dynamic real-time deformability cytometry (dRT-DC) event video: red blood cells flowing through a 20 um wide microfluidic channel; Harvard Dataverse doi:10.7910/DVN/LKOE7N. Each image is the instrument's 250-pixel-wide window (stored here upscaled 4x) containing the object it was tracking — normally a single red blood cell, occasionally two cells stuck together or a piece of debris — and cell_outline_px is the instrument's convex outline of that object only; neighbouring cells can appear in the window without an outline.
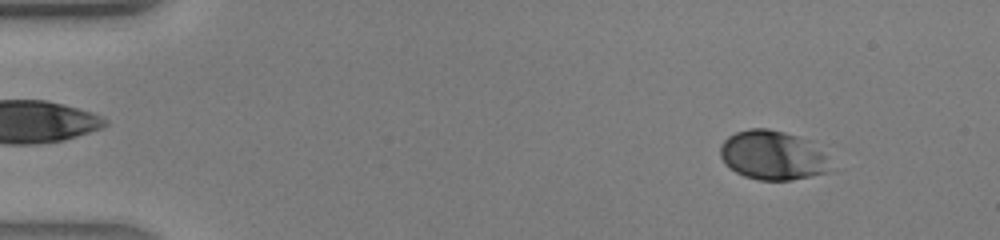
{"species": "human", "species_latin": "Homo sapiens", "temperature_condition": "warm", "stored_images_in_passage": 42, "camera_frame_rate_fps": 3000, "um_per_image_px": 0.085, "donor": {"sex": "male"}, "frame": {"image": 1, "passage_image": 5, "time_ms": 1.333, "image_size_px": [1000, 240], "cell_outline_px": [[828, 172], [792, 180], [760, 180], [744, 176], [736, 172], [724, 164], [720, 156], [720, 144], [728, 136], [736, 132], [748, 128], [768, 128], [800, 136], [812, 140], [824, 156]], "centroid_in_image_um": [65.61, 13.18], "position_along_channel_um": 19.4, "area_um2": 31.56}}
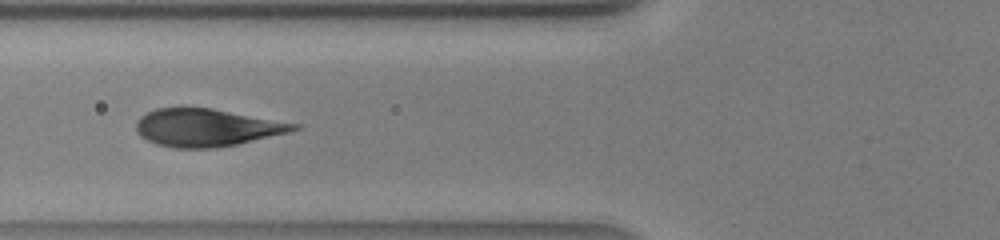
{"frame": {"image": 2, "passage_image": 17, "time_ms": 5.333, "image_size_px": [1000, 240], "cell_outline_px": [[304, 124], [300, 128], [288, 132], [236, 144], [216, 148], [172, 148], [156, 144], [140, 136], [136, 132], [136, 120], [140, 116], [156, 108], [212, 108]], "centroid_in_image_um": [17.58, 10.84], "position_along_channel_um": 108.2, "area_um2": 34.68}}
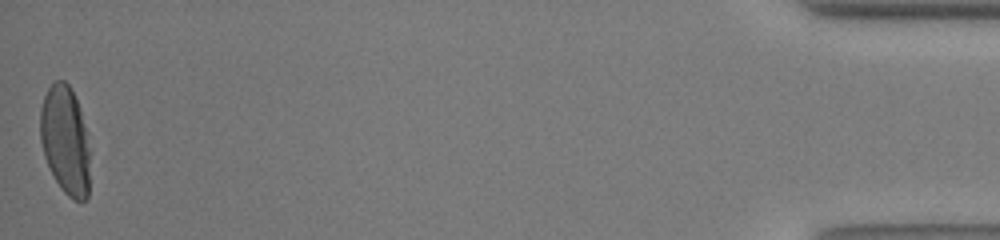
{"frame": {"image": 3, "passage_image": 42, "time_ms": 13.667, "image_size_px": [1000, 240], "cell_outline_px": [[88, 196], [84, 200], [72, 200], [60, 188], [44, 156], [40, 140], [40, 108], [44, 96], [52, 80], [64, 80], [68, 84], [80, 108], [88, 132]], "centroid_in_image_um": [5.53, 11.88], "position_along_channel_um": 429.7, "area_um2": 31.44}}